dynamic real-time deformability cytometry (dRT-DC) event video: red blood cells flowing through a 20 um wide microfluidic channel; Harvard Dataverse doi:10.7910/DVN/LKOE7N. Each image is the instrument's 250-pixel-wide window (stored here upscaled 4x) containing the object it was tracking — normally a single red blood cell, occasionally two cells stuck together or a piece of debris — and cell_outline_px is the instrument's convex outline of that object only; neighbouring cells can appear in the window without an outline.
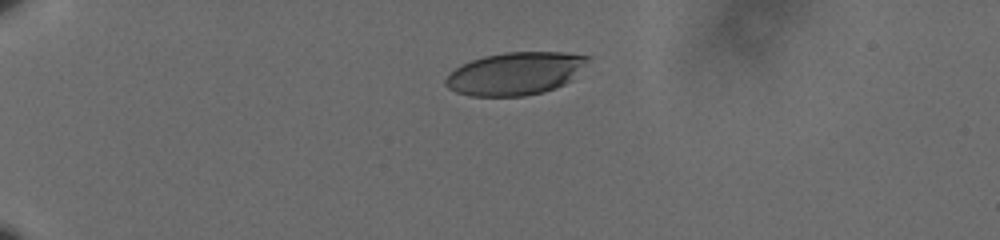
{"species": "human", "species_latin": "Homo sapiens", "temperature_condition": "cold", "stored_images_in_passage": 42, "camera_frame_rate_fps": 3000, "um_per_image_px": 0.085, "donor": {"sex": "male"}, "frame": {"image": 1, "passage_image": 1, "time_ms": 0.0, "image_size_px": [1000, 240], "cell_outline_px": [[592, 56], [572, 80], [556, 88], [544, 92], [524, 96], [468, 96], [456, 92], [448, 88], [444, 84], [444, 80], [460, 64], [484, 56], [504, 52], [564, 52]], "centroid_in_image_um": [43.8, 6.25], "position_along_channel_um": 41.2, "area_um2": 35.6}}
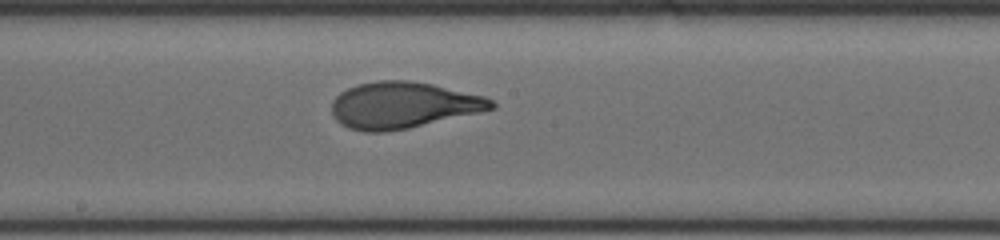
{"frame": {"image": 2, "passage_image": 21, "time_ms": 6.667, "image_size_px": [1000, 240], "cell_outline_px": [[496, 108], [480, 112], [408, 128], [384, 132], [364, 132], [348, 128], [340, 124], [336, 120], [332, 112], [332, 100], [340, 92], [356, 84], [380, 80], [408, 80], [432, 84], [484, 96], [492, 100], [496, 104]], "centroid_in_image_um": [34.23, 8.94], "position_along_channel_um": 214.0, "area_um2": 43.18}}
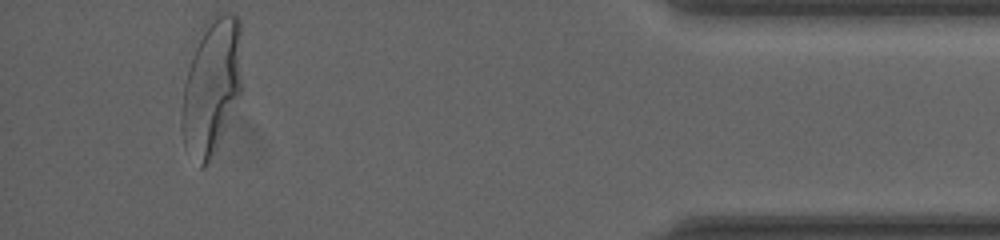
{"frame": {"image": 3, "passage_image": 42, "time_ms": 13.667, "image_size_px": [1000, 240], "cell_outline_px": [[240, 96], [204, 168], [200, 168], [184, 148], [180, 128], [180, 120], [184, 84], [188, 68], [200, 28], [216, 12], [228, 12], [236, 16], [240, 20]], "centroid_in_image_um": [17.94, 7.29], "position_along_channel_um": 417.3, "area_um2": 47.45}, "authors_computed_cell_mechanics": {"area_um2": 42.483, "velocity_mm_per_s": 3.5728, "shape_relaxation_time_tau1_ms": 3.76, "shape_relaxation_time_tau2_ms": null, "deformation_change_tau1": 0.189, "deformation_change_tau2": null}}